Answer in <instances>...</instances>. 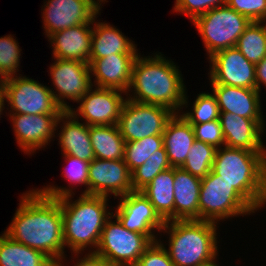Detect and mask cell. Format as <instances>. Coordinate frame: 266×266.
<instances>
[{
  "label": "cell",
  "mask_w": 266,
  "mask_h": 266,
  "mask_svg": "<svg viewBox=\"0 0 266 266\" xmlns=\"http://www.w3.org/2000/svg\"><path fill=\"white\" fill-rule=\"evenodd\" d=\"M220 112H228L255 120L266 131V119L262 111V94L256 89L228 85H211Z\"/></svg>",
  "instance_id": "cell-18"
},
{
  "label": "cell",
  "mask_w": 266,
  "mask_h": 266,
  "mask_svg": "<svg viewBox=\"0 0 266 266\" xmlns=\"http://www.w3.org/2000/svg\"><path fill=\"white\" fill-rule=\"evenodd\" d=\"M190 124L219 120L220 109L213 93L201 92L194 99L191 109L179 112Z\"/></svg>",
  "instance_id": "cell-34"
},
{
  "label": "cell",
  "mask_w": 266,
  "mask_h": 266,
  "mask_svg": "<svg viewBox=\"0 0 266 266\" xmlns=\"http://www.w3.org/2000/svg\"><path fill=\"white\" fill-rule=\"evenodd\" d=\"M12 122L17 146L24 154L31 155L49 146L57 138L56 123L60 115L7 114Z\"/></svg>",
  "instance_id": "cell-17"
},
{
  "label": "cell",
  "mask_w": 266,
  "mask_h": 266,
  "mask_svg": "<svg viewBox=\"0 0 266 266\" xmlns=\"http://www.w3.org/2000/svg\"><path fill=\"white\" fill-rule=\"evenodd\" d=\"M178 68L172 59H166L161 52L150 56L139 53L133 64L126 98L139 103L161 105L174 113L183 111V108L189 110V96Z\"/></svg>",
  "instance_id": "cell-2"
},
{
  "label": "cell",
  "mask_w": 266,
  "mask_h": 266,
  "mask_svg": "<svg viewBox=\"0 0 266 266\" xmlns=\"http://www.w3.org/2000/svg\"><path fill=\"white\" fill-rule=\"evenodd\" d=\"M5 103H7L5 92L2 86L0 85V118L2 117L1 115L4 113L3 110L5 109Z\"/></svg>",
  "instance_id": "cell-42"
},
{
  "label": "cell",
  "mask_w": 266,
  "mask_h": 266,
  "mask_svg": "<svg viewBox=\"0 0 266 266\" xmlns=\"http://www.w3.org/2000/svg\"><path fill=\"white\" fill-rule=\"evenodd\" d=\"M11 34L0 37V81L18 74L22 49Z\"/></svg>",
  "instance_id": "cell-35"
},
{
  "label": "cell",
  "mask_w": 266,
  "mask_h": 266,
  "mask_svg": "<svg viewBox=\"0 0 266 266\" xmlns=\"http://www.w3.org/2000/svg\"><path fill=\"white\" fill-rule=\"evenodd\" d=\"M227 6L252 21H266V0H226Z\"/></svg>",
  "instance_id": "cell-38"
},
{
  "label": "cell",
  "mask_w": 266,
  "mask_h": 266,
  "mask_svg": "<svg viewBox=\"0 0 266 266\" xmlns=\"http://www.w3.org/2000/svg\"><path fill=\"white\" fill-rule=\"evenodd\" d=\"M93 23L76 25L53 33L47 39L53 58L89 63Z\"/></svg>",
  "instance_id": "cell-21"
},
{
  "label": "cell",
  "mask_w": 266,
  "mask_h": 266,
  "mask_svg": "<svg viewBox=\"0 0 266 266\" xmlns=\"http://www.w3.org/2000/svg\"><path fill=\"white\" fill-rule=\"evenodd\" d=\"M95 1L99 3L101 6H103L102 3L105 4V2H108L107 0H95Z\"/></svg>",
  "instance_id": "cell-43"
},
{
  "label": "cell",
  "mask_w": 266,
  "mask_h": 266,
  "mask_svg": "<svg viewBox=\"0 0 266 266\" xmlns=\"http://www.w3.org/2000/svg\"><path fill=\"white\" fill-rule=\"evenodd\" d=\"M101 8L95 0H45L41 8L45 37L76 25L93 23Z\"/></svg>",
  "instance_id": "cell-14"
},
{
  "label": "cell",
  "mask_w": 266,
  "mask_h": 266,
  "mask_svg": "<svg viewBox=\"0 0 266 266\" xmlns=\"http://www.w3.org/2000/svg\"><path fill=\"white\" fill-rule=\"evenodd\" d=\"M236 48L251 63L266 56V21H252L239 37Z\"/></svg>",
  "instance_id": "cell-30"
},
{
  "label": "cell",
  "mask_w": 266,
  "mask_h": 266,
  "mask_svg": "<svg viewBox=\"0 0 266 266\" xmlns=\"http://www.w3.org/2000/svg\"><path fill=\"white\" fill-rule=\"evenodd\" d=\"M90 138L95 158L124 159L125 140L116 125L90 126Z\"/></svg>",
  "instance_id": "cell-29"
},
{
  "label": "cell",
  "mask_w": 266,
  "mask_h": 266,
  "mask_svg": "<svg viewBox=\"0 0 266 266\" xmlns=\"http://www.w3.org/2000/svg\"><path fill=\"white\" fill-rule=\"evenodd\" d=\"M18 208L4 232L13 240L42 251L54 263L65 254L60 200L38 189L21 194Z\"/></svg>",
  "instance_id": "cell-1"
},
{
  "label": "cell",
  "mask_w": 266,
  "mask_h": 266,
  "mask_svg": "<svg viewBox=\"0 0 266 266\" xmlns=\"http://www.w3.org/2000/svg\"><path fill=\"white\" fill-rule=\"evenodd\" d=\"M212 171L256 211L266 206V151L226 146L217 148Z\"/></svg>",
  "instance_id": "cell-5"
},
{
  "label": "cell",
  "mask_w": 266,
  "mask_h": 266,
  "mask_svg": "<svg viewBox=\"0 0 266 266\" xmlns=\"http://www.w3.org/2000/svg\"><path fill=\"white\" fill-rule=\"evenodd\" d=\"M163 136L152 135L137 141L125 142L124 161L132 172L143 165L153 153L163 147Z\"/></svg>",
  "instance_id": "cell-33"
},
{
  "label": "cell",
  "mask_w": 266,
  "mask_h": 266,
  "mask_svg": "<svg viewBox=\"0 0 266 266\" xmlns=\"http://www.w3.org/2000/svg\"><path fill=\"white\" fill-rule=\"evenodd\" d=\"M201 181L181 167L174 168V220H199Z\"/></svg>",
  "instance_id": "cell-25"
},
{
  "label": "cell",
  "mask_w": 266,
  "mask_h": 266,
  "mask_svg": "<svg viewBox=\"0 0 266 266\" xmlns=\"http://www.w3.org/2000/svg\"><path fill=\"white\" fill-rule=\"evenodd\" d=\"M210 266H220V265H219V263L216 262L215 264L210 265Z\"/></svg>",
  "instance_id": "cell-44"
},
{
  "label": "cell",
  "mask_w": 266,
  "mask_h": 266,
  "mask_svg": "<svg viewBox=\"0 0 266 266\" xmlns=\"http://www.w3.org/2000/svg\"><path fill=\"white\" fill-rule=\"evenodd\" d=\"M141 192L166 221L174 220V168L159 173Z\"/></svg>",
  "instance_id": "cell-26"
},
{
  "label": "cell",
  "mask_w": 266,
  "mask_h": 266,
  "mask_svg": "<svg viewBox=\"0 0 266 266\" xmlns=\"http://www.w3.org/2000/svg\"><path fill=\"white\" fill-rule=\"evenodd\" d=\"M152 243L145 234L126 229L112 214L105 222L94 253L103 257L110 266H135Z\"/></svg>",
  "instance_id": "cell-9"
},
{
  "label": "cell",
  "mask_w": 266,
  "mask_h": 266,
  "mask_svg": "<svg viewBox=\"0 0 266 266\" xmlns=\"http://www.w3.org/2000/svg\"><path fill=\"white\" fill-rule=\"evenodd\" d=\"M171 168L164 146L131 172L133 191H141L159 173Z\"/></svg>",
  "instance_id": "cell-32"
},
{
  "label": "cell",
  "mask_w": 266,
  "mask_h": 266,
  "mask_svg": "<svg viewBox=\"0 0 266 266\" xmlns=\"http://www.w3.org/2000/svg\"><path fill=\"white\" fill-rule=\"evenodd\" d=\"M135 266H175L169 258L165 247L159 242H153L139 258Z\"/></svg>",
  "instance_id": "cell-39"
},
{
  "label": "cell",
  "mask_w": 266,
  "mask_h": 266,
  "mask_svg": "<svg viewBox=\"0 0 266 266\" xmlns=\"http://www.w3.org/2000/svg\"><path fill=\"white\" fill-rule=\"evenodd\" d=\"M257 211L228 183L212 170L201 181L199 220L218 223Z\"/></svg>",
  "instance_id": "cell-6"
},
{
  "label": "cell",
  "mask_w": 266,
  "mask_h": 266,
  "mask_svg": "<svg viewBox=\"0 0 266 266\" xmlns=\"http://www.w3.org/2000/svg\"><path fill=\"white\" fill-rule=\"evenodd\" d=\"M226 0H175L173 13L184 14L193 22L209 10L225 5Z\"/></svg>",
  "instance_id": "cell-36"
},
{
  "label": "cell",
  "mask_w": 266,
  "mask_h": 266,
  "mask_svg": "<svg viewBox=\"0 0 266 266\" xmlns=\"http://www.w3.org/2000/svg\"><path fill=\"white\" fill-rule=\"evenodd\" d=\"M218 224L203 220L166 221L160 234L168 235V243L161 237L158 241L175 266H210L219 256Z\"/></svg>",
  "instance_id": "cell-4"
},
{
  "label": "cell",
  "mask_w": 266,
  "mask_h": 266,
  "mask_svg": "<svg viewBox=\"0 0 266 266\" xmlns=\"http://www.w3.org/2000/svg\"><path fill=\"white\" fill-rule=\"evenodd\" d=\"M174 112L169 108L126 99L117 123L125 142L137 141L152 135H162Z\"/></svg>",
  "instance_id": "cell-10"
},
{
  "label": "cell",
  "mask_w": 266,
  "mask_h": 266,
  "mask_svg": "<svg viewBox=\"0 0 266 266\" xmlns=\"http://www.w3.org/2000/svg\"><path fill=\"white\" fill-rule=\"evenodd\" d=\"M8 110V114L26 115H61L64 111L56 103L51 87L26 75H16L0 81Z\"/></svg>",
  "instance_id": "cell-8"
},
{
  "label": "cell",
  "mask_w": 266,
  "mask_h": 266,
  "mask_svg": "<svg viewBox=\"0 0 266 266\" xmlns=\"http://www.w3.org/2000/svg\"><path fill=\"white\" fill-rule=\"evenodd\" d=\"M49 74L53 88L51 92L56 103L63 111H69L72 106L66 100L78 102L92 86L89 63L75 60L52 58Z\"/></svg>",
  "instance_id": "cell-11"
},
{
  "label": "cell",
  "mask_w": 266,
  "mask_h": 266,
  "mask_svg": "<svg viewBox=\"0 0 266 266\" xmlns=\"http://www.w3.org/2000/svg\"><path fill=\"white\" fill-rule=\"evenodd\" d=\"M138 55L113 54L100 59H90L91 84L127 93L131 84L133 64Z\"/></svg>",
  "instance_id": "cell-19"
},
{
  "label": "cell",
  "mask_w": 266,
  "mask_h": 266,
  "mask_svg": "<svg viewBox=\"0 0 266 266\" xmlns=\"http://www.w3.org/2000/svg\"><path fill=\"white\" fill-rule=\"evenodd\" d=\"M195 140L205 142L216 149L225 146L221 124L219 120H213L202 124H191Z\"/></svg>",
  "instance_id": "cell-37"
},
{
  "label": "cell",
  "mask_w": 266,
  "mask_h": 266,
  "mask_svg": "<svg viewBox=\"0 0 266 266\" xmlns=\"http://www.w3.org/2000/svg\"><path fill=\"white\" fill-rule=\"evenodd\" d=\"M134 192L132 175L124 159H93L89 163L88 194L111 198L114 200Z\"/></svg>",
  "instance_id": "cell-16"
},
{
  "label": "cell",
  "mask_w": 266,
  "mask_h": 266,
  "mask_svg": "<svg viewBox=\"0 0 266 266\" xmlns=\"http://www.w3.org/2000/svg\"><path fill=\"white\" fill-rule=\"evenodd\" d=\"M209 85H228L256 89L255 64L236 48L218 51L209 58Z\"/></svg>",
  "instance_id": "cell-15"
},
{
  "label": "cell",
  "mask_w": 266,
  "mask_h": 266,
  "mask_svg": "<svg viewBox=\"0 0 266 266\" xmlns=\"http://www.w3.org/2000/svg\"><path fill=\"white\" fill-rule=\"evenodd\" d=\"M215 153L214 146L195 140L181 168L193 176L203 179L212 170Z\"/></svg>",
  "instance_id": "cell-31"
},
{
  "label": "cell",
  "mask_w": 266,
  "mask_h": 266,
  "mask_svg": "<svg viewBox=\"0 0 266 266\" xmlns=\"http://www.w3.org/2000/svg\"><path fill=\"white\" fill-rule=\"evenodd\" d=\"M83 254L84 253H73V254L71 253V255H72L71 258L74 259V260H72L73 266H110L108 264V262L103 257L95 254L94 252H85V255H83ZM66 258L67 257L64 256L59 261L55 262L54 266H64L65 265L64 262L68 261Z\"/></svg>",
  "instance_id": "cell-40"
},
{
  "label": "cell",
  "mask_w": 266,
  "mask_h": 266,
  "mask_svg": "<svg viewBox=\"0 0 266 266\" xmlns=\"http://www.w3.org/2000/svg\"><path fill=\"white\" fill-rule=\"evenodd\" d=\"M93 19L90 59H100L113 54H139L133 40L108 22Z\"/></svg>",
  "instance_id": "cell-23"
},
{
  "label": "cell",
  "mask_w": 266,
  "mask_h": 266,
  "mask_svg": "<svg viewBox=\"0 0 266 266\" xmlns=\"http://www.w3.org/2000/svg\"><path fill=\"white\" fill-rule=\"evenodd\" d=\"M162 136L171 167H182L195 141L192 125L180 113H174Z\"/></svg>",
  "instance_id": "cell-24"
},
{
  "label": "cell",
  "mask_w": 266,
  "mask_h": 266,
  "mask_svg": "<svg viewBox=\"0 0 266 266\" xmlns=\"http://www.w3.org/2000/svg\"><path fill=\"white\" fill-rule=\"evenodd\" d=\"M59 128L61 129L58 131ZM56 130L61 155H70L88 162L95 159L89 134L90 126L71 112L64 111L57 119Z\"/></svg>",
  "instance_id": "cell-20"
},
{
  "label": "cell",
  "mask_w": 266,
  "mask_h": 266,
  "mask_svg": "<svg viewBox=\"0 0 266 266\" xmlns=\"http://www.w3.org/2000/svg\"><path fill=\"white\" fill-rule=\"evenodd\" d=\"M118 199V204L112 206L116 209L112 210L123 226L130 231L145 234L152 242L158 241V236H162L160 231L165 221L144 194L141 191H134Z\"/></svg>",
  "instance_id": "cell-13"
},
{
  "label": "cell",
  "mask_w": 266,
  "mask_h": 266,
  "mask_svg": "<svg viewBox=\"0 0 266 266\" xmlns=\"http://www.w3.org/2000/svg\"><path fill=\"white\" fill-rule=\"evenodd\" d=\"M255 77L256 90L261 93L262 88H266V56L255 65Z\"/></svg>",
  "instance_id": "cell-41"
},
{
  "label": "cell",
  "mask_w": 266,
  "mask_h": 266,
  "mask_svg": "<svg viewBox=\"0 0 266 266\" xmlns=\"http://www.w3.org/2000/svg\"><path fill=\"white\" fill-rule=\"evenodd\" d=\"M251 21L226 4L197 17L194 24L208 58L218 51L236 47L239 37Z\"/></svg>",
  "instance_id": "cell-7"
},
{
  "label": "cell",
  "mask_w": 266,
  "mask_h": 266,
  "mask_svg": "<svg viewBox=\"0 0 266 266\" xmlns=\"http://www.w3.org/2000/svg\"><path fill=\"white\" fill-rule=\"evenodd\" d=\"M79 195L74 200V195L59 198L64 245L71 253H85L87 250L95 252L105 222L113 214V208L111 206V210L109 209L108 197Z\"/></svg>",
  "instance_id": "cell-3"
},
{
  "label": "cell",
  "mask_w": 266,
  "mask_h": 266,
  "mask_svg": "<svg viewBox=\"0 0 266 266\" xmlns=\"http://www.w3.org/2000/svg\"><path fill=\"white\" fill-rule=\"evenodd\" d=\"M62 157L67 165L64 167V171L61 175L66 181H68L69 186L61 187L54 184H47L46 186L44 185V187L42 186V188L37 189L44 195L54 199H59L68 195H75L74 192L76 191L74 190L77 189L76 187L79 185L82 187L85 186L86 188H84L82 194H88V172L90 162L80 160L79 158L70 155H63ZM74 185H76V187Z\"/></svg>",
  "instance_id": "cell-28"
},
{
  "label": "cell",
  "mask_w": 266,
  "mask_h": 266,
  "mask_svg": "<svg viewBox=\"0 0 266 266\" xmlns=\"http://www.w3.org/2000/svg\"><path fill=\"white\" fill-rule=\"evenodd\" d=\"M0 266H54L42 251L13 240L5 232L0 235Z\"/></svg>",
  "instance_id": "cell-27"
},
{
  "label": "cell",
  "mask_w": 266,
  "mask_h": 266,
  "mask_svg": "<svg viewBox=\"0 0 266 266\" xmlns=\"http://www.w3.org/2000/svg\"><path fill=\"white\" fill-rule=\"evenodd\" d=\"M219 121L226 147L266 151L262 138L266 131L255 120L220 112Z\"/></svg>",
  "instance_id": "cell-22"
},
{
  "label": "cell",
  "mask_w": 266,
  "mask_h": 266,
  "mask_svg": "<svg viewBox=\"0 0 266 266\" xmlns=\"http://www.w3.org/2000/svg\"><path fill=\"white\" fill-rule=\"evenodd\" d=\"M125 96L120 90L92 85L77 102L79 106L72 107L69 112L88 126L116 125L127 99Z\"/></svg>",
  "instance_id": "cell-12"
}]
</instances>
